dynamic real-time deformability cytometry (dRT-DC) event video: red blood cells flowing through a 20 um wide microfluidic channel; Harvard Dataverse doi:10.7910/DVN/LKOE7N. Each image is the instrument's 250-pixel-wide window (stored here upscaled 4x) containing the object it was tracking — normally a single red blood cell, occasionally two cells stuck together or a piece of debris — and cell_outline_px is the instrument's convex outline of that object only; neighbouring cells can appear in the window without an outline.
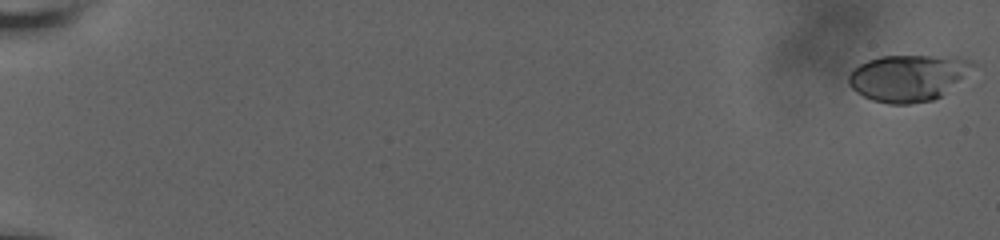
{"species": "human", "species_latin": "Homo sapiens", "temperature_condition": "room temperature", "stored_images_in_passage": 60, "camera_frame_rate_fps": 3000, "um_per_image_px": 0.085, "donor": {"sex": "male"}, "frame": {"image": 1, "passage_image": 1, "time_ms": 0.0, "image_size_px": [1000, 240], "cell_outline_px": [[976, 64], [940, 96], [932, 100], [912, 104], [888, 104], [872, 100], [856, 92], [848, 84], [848, 76], [860, 64], [868, 60], [880, 56], [932, 56], [972, 60]], "centroid_in_image_um": [77.11, 6.63], "position_along_channel_um": 7.9, "area_um2": 32.95}}
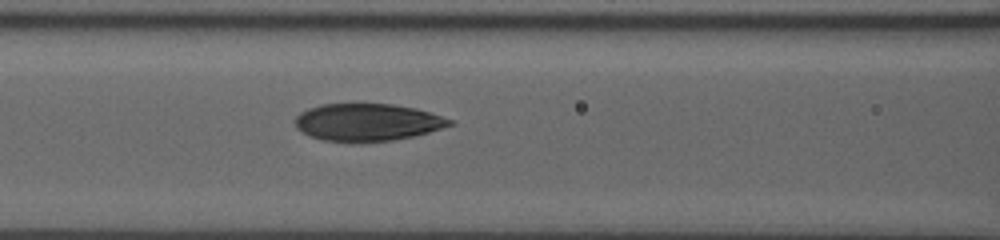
{"frame": {"image": 2, "passage_image": 41, "time_ms": 9.667, "image_size_px": [1000, 240], "cell_outline_px": [[456, 124], [428, 132], [412, 136], [392, 140], [352, 144], [324, 140], [308, 136], [300, 132], [296, 128], [296, 116], [300, 112], [308, 108], [320, 104], [392, 104], [416, 108], [452, 120]], "centroid_in_image_um": [31.18, 10.41], "position_along_channel_um": 135.4, "area_um2": 34.04}}
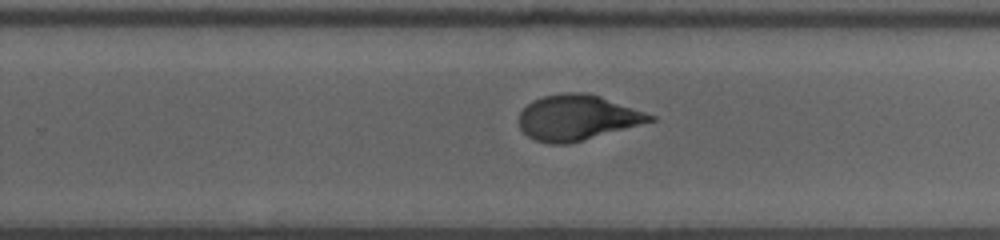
{"frame": {"image": 3, "passage_image": 58, "time_ms": 13.667, "image_size_px": [1000, 240], "cell_outline_px": [[656, 120], [568, 144], [552, 144], [536, 140], [528, 136], [520, 128], [520, 112], [532, 100], [544, 96], [560, 92], [588, 92], [600, 96], [656, 116]], "centroid_in_image_um": [49.06, 9.98], "position_along_channel_um": 280.7, "area_um2": 34.39}}